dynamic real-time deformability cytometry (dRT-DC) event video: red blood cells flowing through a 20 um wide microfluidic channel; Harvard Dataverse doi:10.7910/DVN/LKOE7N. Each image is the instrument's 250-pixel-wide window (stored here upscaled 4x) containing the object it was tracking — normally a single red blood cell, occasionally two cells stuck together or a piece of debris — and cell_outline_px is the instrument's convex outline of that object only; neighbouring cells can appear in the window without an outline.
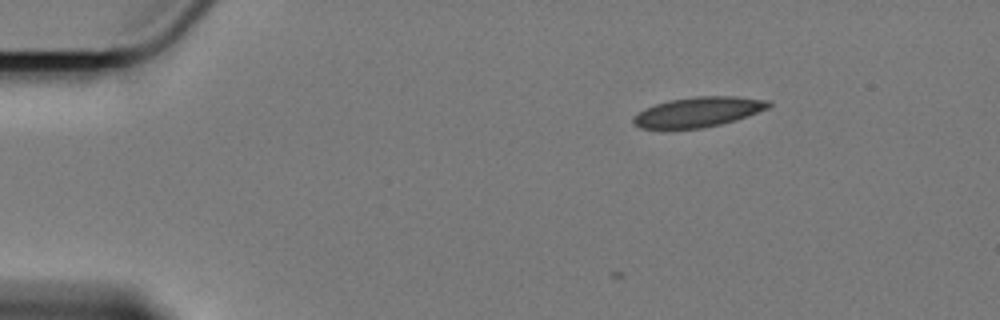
{"species": "Egyptian fruit bat (a non-hibernating species)", "species_latin": "Rousettus aegyptiacus", "temperature_condition": "cold", "stored_images_in_passage": 2, "camera_frame_rate_fps": 3000, "um_per_image_px": 0.085, "animal": {"sex": "female"}, "frame": {"image": 1, "passage_image": 2, "time_ms": 0.333, "image_size_px": [1000, 320], "cell_outline_px": [[772, 104], [768, 108], [720, 124], [700, 128], [640, 128], [632, 120], [632, 116], [644, 108], [668, 100], [696, 96], [736, 96], [772, 100]], "centroid_in_image_um": [59.33, 9.49], "position_along_channel_um": 25.7, "area_um2": 23.35}}